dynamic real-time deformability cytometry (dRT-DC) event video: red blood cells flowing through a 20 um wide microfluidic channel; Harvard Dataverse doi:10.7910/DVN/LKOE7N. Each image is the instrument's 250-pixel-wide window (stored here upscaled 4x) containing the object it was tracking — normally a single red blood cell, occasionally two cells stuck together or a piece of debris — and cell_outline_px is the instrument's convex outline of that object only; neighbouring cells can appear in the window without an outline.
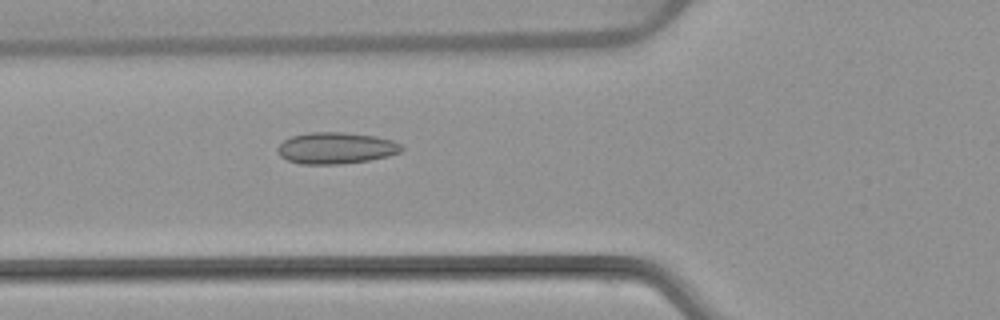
{"species": "common noctule bat (a hibernating species)", "species_latin": "Nyctalus noctula", "temperature_condition": "warm", "stored_images_in_passage": 52, "camera_frame_rate_fps": 3000, "um_per_image_px": 0.085, "animal": {"sex": "female", "body_mass_g": 22.7, "forearm_length_mm": 54.2}, "frame": {"image": 1, "passage_image": 19, "time_ms": 6.0, "image_size_px": [1000, 320], "cell_outline_px": [[404, 148], [400, 152], [388, 156], [368, 160], [340, 164], [300, 164], [288, 160], [280, 156], [276, 148], [284, 140], [292, 136], [308, 132], [344, 132], [376, 136], [392, 140], [400, 144]], "centroid_in_image_um": [28.55, 12.58], "position_along_channel_um": 97.3, "area_um2": 22.77}}
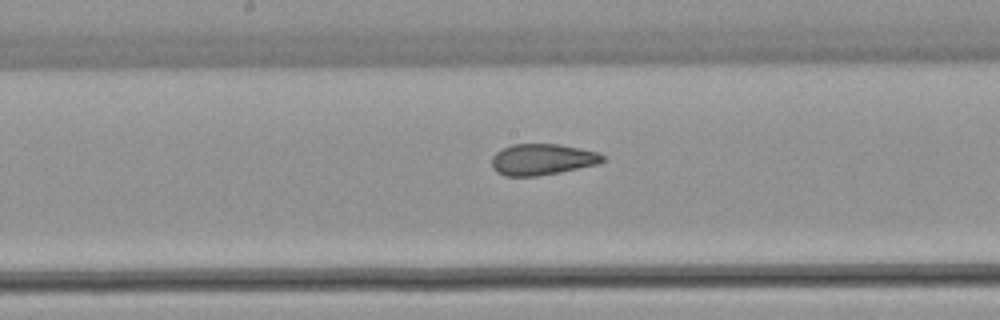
{"frame": {"image": 2, "passage_image": 27, "time_ms": 8.667, "image_size_px": [1000, 320], "cell_outline_px": [[608, 160], [600, 164], [560, 172], [536, 176], [504, 176], [496, 172], [492, 168], [492, 156], [496, 152], [512, 144], [556, 144], [580, 148], [600, 152]], "centroid_in_image_um": [46.13, 13.55], "position_along_channel_um": 202.1, "area_um2": 20.4}}
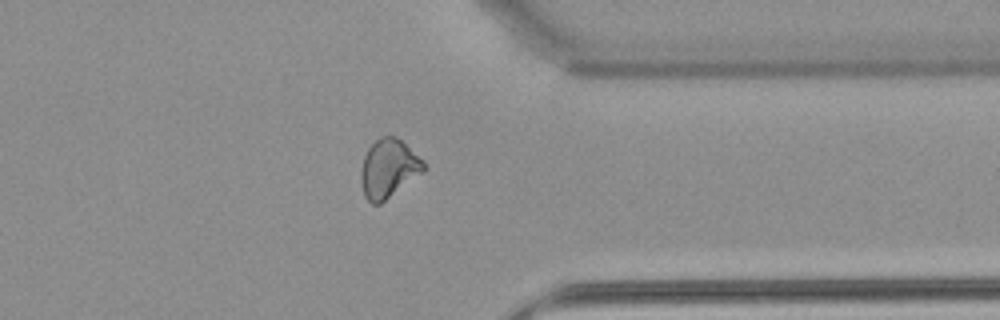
{"frame": {"image": 3, "passage_image": 41, "time_ms": 13.333, "image_size_px": [1000, 320], "cell_outline_px": [[424, 168], [420, 172], [380, 204], [372, 204], [364, 196], [360, 180], [360, 172], [364, 156], [368, 148], [380, 136], [396, 136], [424, 160]], "centroid_in_image_um": [32.97, 14.3], "position_along_channel_um": 378.4, "area_um2": 20.92}, "authors_computed_cell_mechanics": {"area_um2": 21.675, "velocity_mm_per_s": 3.9153, "shape_relaxation_time_tau1_ms": null, "shape_relaxation_time_tau2_ms": 1.3537, "deformation_change_tau1": null, "deformation_change_tau2": 0.0717}}